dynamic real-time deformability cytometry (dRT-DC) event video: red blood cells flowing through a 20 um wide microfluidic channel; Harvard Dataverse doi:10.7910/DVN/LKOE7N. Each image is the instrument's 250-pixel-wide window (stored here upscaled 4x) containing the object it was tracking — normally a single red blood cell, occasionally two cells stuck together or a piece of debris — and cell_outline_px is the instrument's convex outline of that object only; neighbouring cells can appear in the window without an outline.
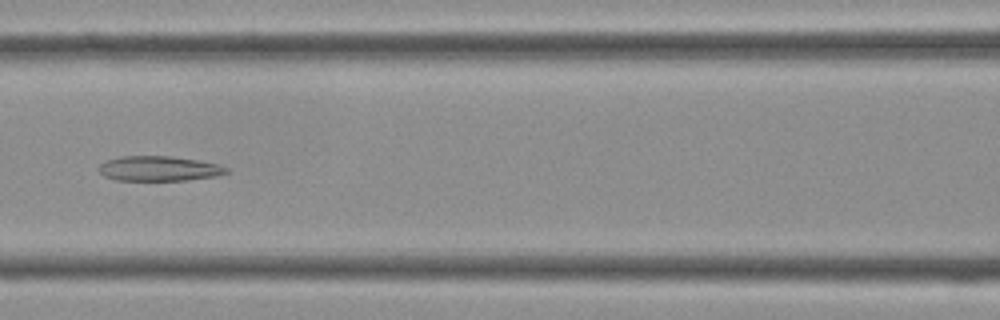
{"species": "Egyptian fruit bat (a non-hibernating species)", "species_latin": "Rousettus aegyptiacus", "temperature_condition": "cold", "stored_images_in_passage": 40, "camera_frame_rate_fps": 3000, "um_per_image_px": 0.085, "frame": {"image": 1, "passage_image": 17, "time_ms": 5.333, "image_size_px": [1000, 320], "cell_outline_px": [[228, 172], [216, 176], [188, 180], [116, 180], [104, 176], [96, 168], [100, 164], [108, 160], [120, 156], [172, 156], [220, 164], [228, 168]], "centroid_in_image_um": [13.5, 14.32], "position_along_channel_um": 153.1, "area_um2": 18.55}}
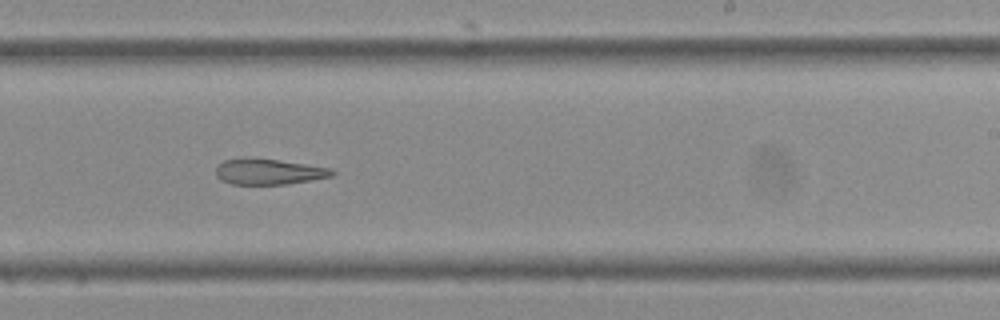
{"frame": {"image": 2, "passage_image": 24, "time_ms": 7.667, "image_size_px": [1000, 320], "cell_outline_px": [[336, 172], [332, 176], [312, 180], [288, 184], [232, 184], [220, 180], [216, 176], [216, 168], [224, 160], [244, 156], [248, 156], [332, 168]], "centroid_in_image_um": [22.81, 14.58], "position_along_channel_um": 266.2, "area_um2": 17.63}}
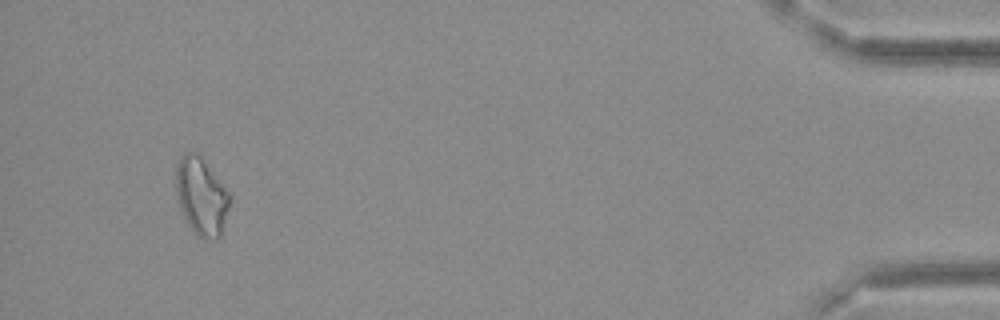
{"frame": {"image": 3, "passage_image": 38, "time_ms": 12.333, "image_size_px": [1000, 320], "cell_outline_px": [[228, 208], [220, 236], [216, 240], [208, 240], [196, 236], [188, 224], [180, 208], [176, 192], [176, 164], [180, 156], [184, 152], [196, 152], [200, 156], [228, 192]], "centroid_in_image_um": [17.07, 16.7], "position_along_channel_um": 418.1, "area_um2": 23.87}}